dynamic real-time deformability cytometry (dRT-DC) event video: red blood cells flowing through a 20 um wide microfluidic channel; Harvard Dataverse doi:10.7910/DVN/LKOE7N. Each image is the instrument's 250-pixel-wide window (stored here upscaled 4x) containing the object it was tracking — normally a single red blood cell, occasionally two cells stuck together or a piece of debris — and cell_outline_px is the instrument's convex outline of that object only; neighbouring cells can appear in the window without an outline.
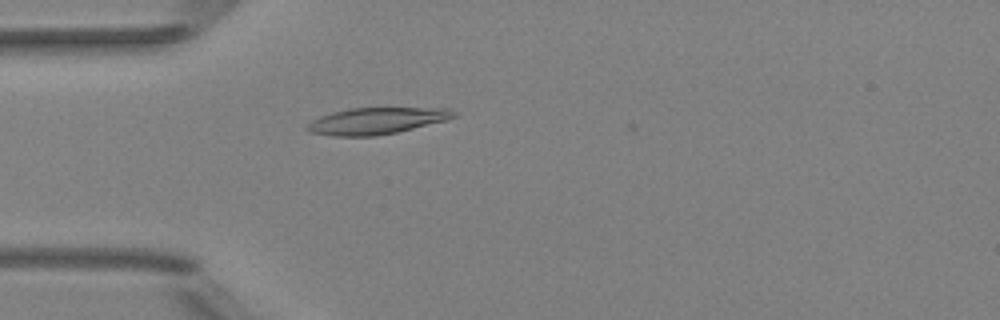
{"species": "Egyptian fruit bat (a non-hibernating species)", "species_latin": "Rousettus aegyptiacus", "temperature_condition": "room temperature", "stored_images_in_passage": 5, "camera_frame_rate_fps": 3000, "um_per_image_px": 0.085, "animal": {"sex": "female"}, "frame": {"image": 1, "passage_image": 5, "time_ms": 1.333, "image_size_px": [1000, 320], "cell_outline_px": [[456, 116], [448, 120], [396, 132], [376, 136], [332, 136], [308, 132], [304, 128], [312, 120], [320, 116], [332, 112], [352, 108], [448, 108], [456, 112]], "centroid_in_image_um": [31.99, 10.28], "position_along_channel_um": 53.0, "area_um2": 22.72}}